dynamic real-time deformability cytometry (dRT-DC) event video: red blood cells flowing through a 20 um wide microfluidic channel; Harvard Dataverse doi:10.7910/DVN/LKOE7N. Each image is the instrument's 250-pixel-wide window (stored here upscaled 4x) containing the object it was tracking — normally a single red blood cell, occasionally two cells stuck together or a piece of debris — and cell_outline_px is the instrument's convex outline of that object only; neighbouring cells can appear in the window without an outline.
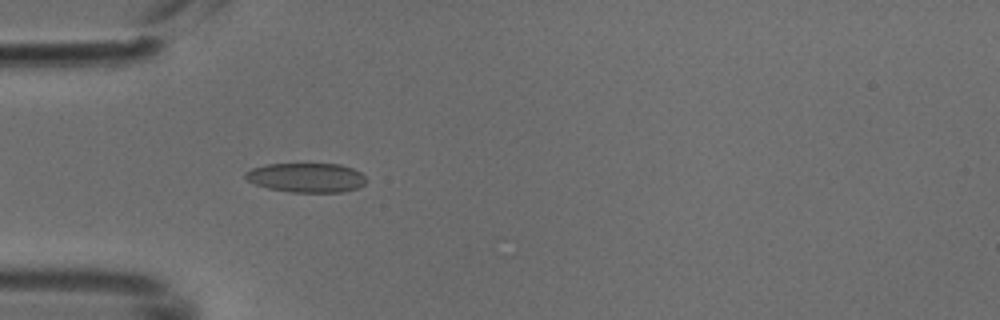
{"species": "common noctule bat (a hibernating species)", "species_latin": "Nyctalus noctula", "temperature_condition": "cold", "stored_images_in_passage": 3, "camera_frame_rate_fps": 3000, "um_per_image_px": 0.085, "animal": {"sex": "male", "body_mass_g": 18.8}, "frame": {"image": 1, "passage_image": 3, "time_ms": 0.667, "image_size_px": [1000, 320], "cell_outline_px": [[368, 180], [360, 188], [344, 192], [292, 192], [268, 188], [256, 184], [248, 180], [244, 176], [244, 172], [252, 168], [268, 164], [340, 164], [352, 168], [360, 172]], "centroid_in_image_um": [26.08, 15.1], "position_along_channel_um": 58.9, "area_um2": 20.75}}